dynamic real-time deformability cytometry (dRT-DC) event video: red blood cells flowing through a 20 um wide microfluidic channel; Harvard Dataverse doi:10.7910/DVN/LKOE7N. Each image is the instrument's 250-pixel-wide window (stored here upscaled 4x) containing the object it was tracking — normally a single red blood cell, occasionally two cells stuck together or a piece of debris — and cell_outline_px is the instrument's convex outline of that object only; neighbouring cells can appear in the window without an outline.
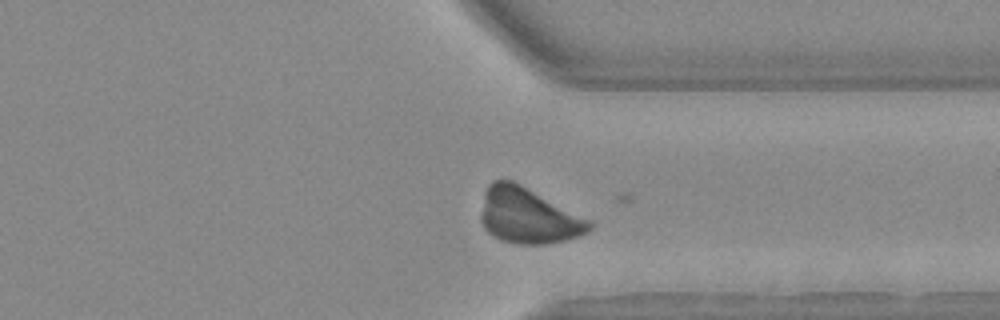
{"species": "Egyptian fruit bat (a non-hibernating species)", "species_latin": "Rousettus aegyptiacus", "temperature_condition": "warm", "stored_images_in_passage": 32, "camera_frame_rate_fps": 3000, "um_per_image_px": 0.085, "animal": {"sex": "female"}, "frame": {"image": 1, "passage_image": 29, "time_ms": 9.333, "image_size_px": [1000, 320], "cell_outline_px": [[596, 224], [588, 232], [564, 240], [544, 244], [516, 244], [500, 240], [492, 236], [484, 228], [480, 220], [480, 216], [484, 192], [488, 184], [492, 180], [512, 180], [592, 220]], "centroid_in_image_um": [44.89, 18.34], "position_along_channel_um": 366.5, "area_um2": 35.43}}